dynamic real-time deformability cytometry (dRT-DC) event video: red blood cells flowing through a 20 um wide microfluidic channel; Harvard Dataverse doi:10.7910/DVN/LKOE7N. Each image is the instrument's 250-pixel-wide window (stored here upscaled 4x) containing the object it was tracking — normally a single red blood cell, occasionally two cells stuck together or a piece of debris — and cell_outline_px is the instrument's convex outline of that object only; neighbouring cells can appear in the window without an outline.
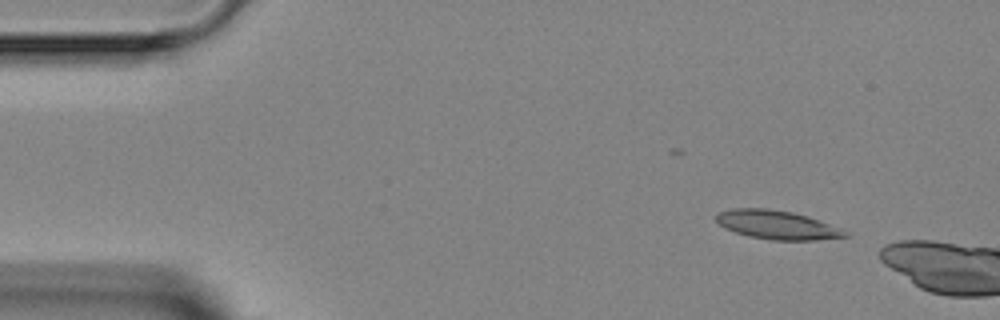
{"species": "Egyptian fruit bat (a non-hibernating species)", "species_latin": "Rousettus aegyptiacus", "temperature_condition": "room temperature", "stored_images_in_passage": 2, "camera_frame_rate_fps": 3000, "um_per_image_px": 0.085, "animal": {"sex": "female"}, "frame": {"image": 1, "passage_image": 1, "time_ms": 0.0, "image_size_px": [1000, 320], "cell_outline_px": [[852, 236], [816, 240], [772, 240], [748, 236], [724, 228], [716, 220], [716, 216], [720, 212], [732, 208], [768, 208], [792, 212], [808, 216], [820, 220], [848, 232]], "centroid_in_image_um": [66.07, 19.11], "position_along_channel_um": 18.9, "area_um2": 21.62}}